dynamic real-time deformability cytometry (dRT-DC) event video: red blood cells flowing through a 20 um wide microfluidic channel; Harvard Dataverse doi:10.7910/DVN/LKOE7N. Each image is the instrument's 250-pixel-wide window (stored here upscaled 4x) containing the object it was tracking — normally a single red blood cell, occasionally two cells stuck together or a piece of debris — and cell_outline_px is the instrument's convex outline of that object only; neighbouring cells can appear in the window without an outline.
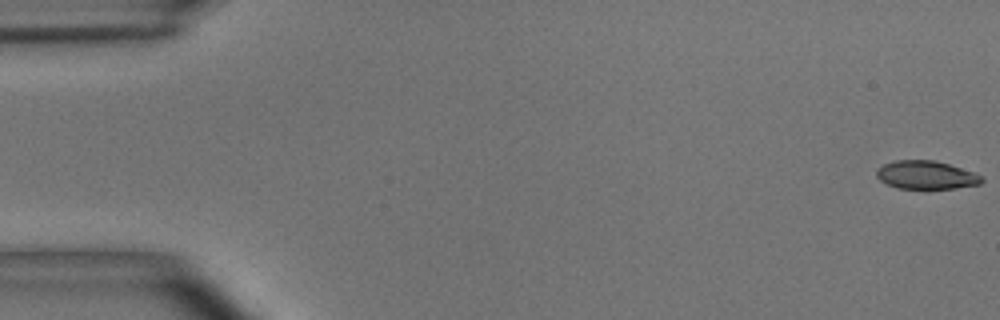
{"species": "common noctule bat (a hibernating species)", "species_latin": "Nyctalus noctula", "temperature_condition": "room temperature", "stored_images_in_passage": 55, "camera_frame_rate_fps": 3000, "um_per_image_px": 0.085, "animal": {"sex": "male", "body_mass_g": 15.6}, "frame": {"image": 1, "passage_image": 1, "time_ms": 0.0, "image_size_px": [1000, 320], "cell_outline_px": [[984, 180], [980, 184], [956, 188], [900, 188], [888, 184], [880, 180], [876, 176], [876, 168], [884, 164], [896, 160], [936, 160], [972, 172], [980, 176]], "centroid_in_image_um": [78.69, 14.86], "position_along_channel_um": 6.3, "area_um2": 17.11}}
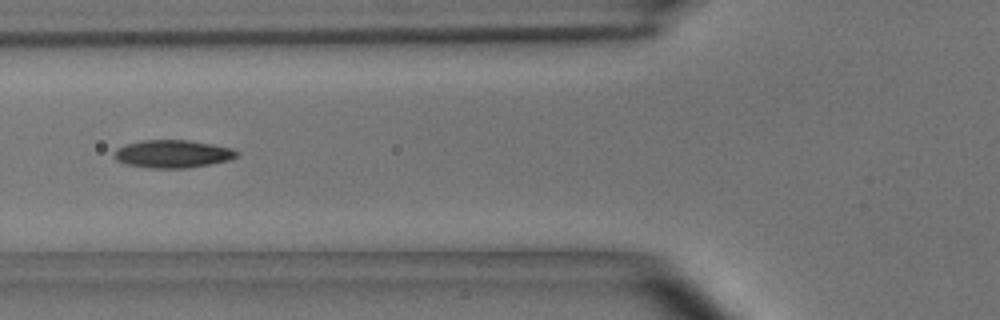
{"frame": {"image": 2, "passage_image": 21, "time_ms": 6.667, "image_size_px": [1000, 320], "cell_outline_px": [[240, 156], [232, 160], [188, 168], [152, 168], [128, 164], [116, 160], [116, 148], [124, 144], [140, 140], [188, 140], [212, 144], [232, 148], [240, 152]], "centroid_in_image_um": [14.75, 13.07], "position_along_channel_um": 111.1, "area_um2": 20.0}}
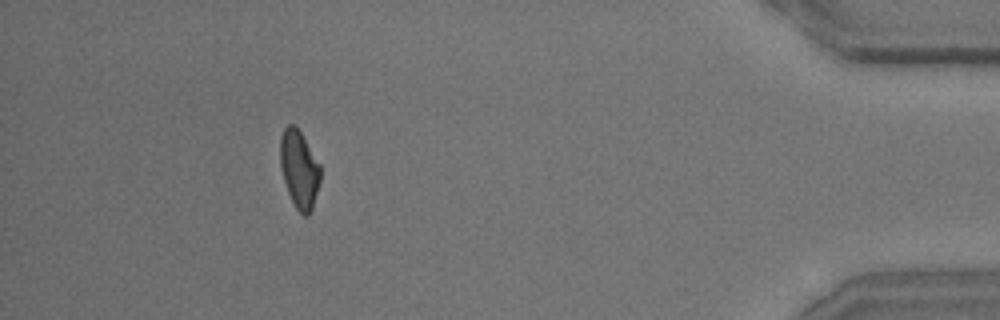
{"frame": {"image": 3, "passage_image": 50, "time_ms": 16.333, "image_size_px": [1000, 320], "cell_outline_px": [[320, 180], [312, 208], [308, 216], [304, 216], [296, 208], [288, 192], [284, 180], [280, 164], [280, 136], [284, 128], [288, 124], [292, 124], [300, 132], [320, 164]], "centroid_in_image_um": [25.43, 14.38], "position_along_channel_um": 409.8, "area_um2": 17.92}, "authors_computed_cell_mechanics": {"area_um2": 18.7272, "velocity_mm_per_s": 3.6757, "shape_relaxation_time_tau1_ms": 3.7623, "shape_relaxation_time_tau2_ms": 3.6468, "deformation_change_tau1": 0.1483, "deformation_change_tau2": 0.1}}